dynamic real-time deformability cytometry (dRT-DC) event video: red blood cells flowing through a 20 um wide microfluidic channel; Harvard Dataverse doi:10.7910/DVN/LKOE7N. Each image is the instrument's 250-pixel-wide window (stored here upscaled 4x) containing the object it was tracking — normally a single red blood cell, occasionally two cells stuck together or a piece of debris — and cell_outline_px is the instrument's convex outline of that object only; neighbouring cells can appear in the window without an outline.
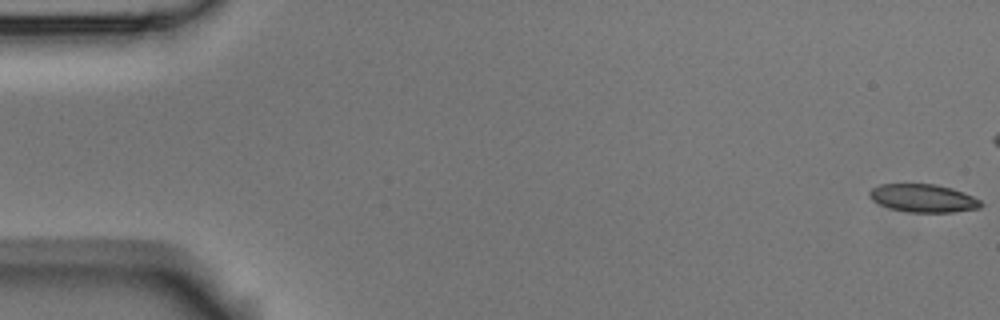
{"species": "Egyptian fruit bat (a non-hibernating species)", "species_latin": "Rousettus aegyptiacus", "temperature_condition": "room temperature", "stored_images_in_passage": 5, "camera_frame_rate_fps": 3000, "um_per_image_px": 0.085, "animal": {"sex": "male"}, "frame": {"image": 1, "passage_image": 1, "time_ms": 0.0, "image_size_px": [1000, 320], "cell_outline_px": [[984, 204], [980, 208], [952, 212], [908, 212], [892, 208], [880, 204], [872, 200], [868, 196], [868, 192], [872, 188], [880, 184], [936, 184], [952, 188], [964, 192], [980, 200]], "centroid_in_image_um": [78.48, 16.84], "position_along_channel_um": 6.5, "area_um2": 18.21}}